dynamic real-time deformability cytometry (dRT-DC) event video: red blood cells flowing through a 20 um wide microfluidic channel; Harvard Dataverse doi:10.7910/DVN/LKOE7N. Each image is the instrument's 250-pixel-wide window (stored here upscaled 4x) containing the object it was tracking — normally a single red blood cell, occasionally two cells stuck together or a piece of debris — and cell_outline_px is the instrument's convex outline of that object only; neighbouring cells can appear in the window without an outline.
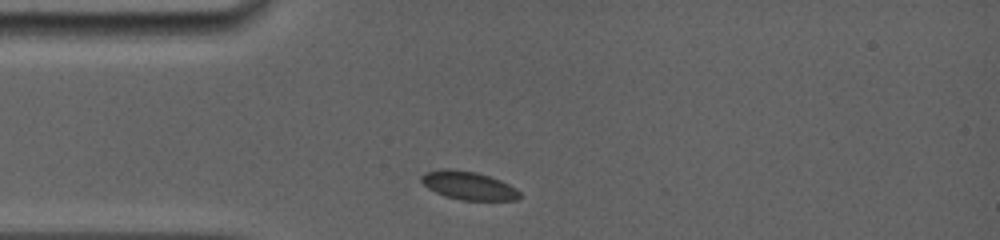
{"species": "common noctule bat (a hibernating species)", "species_latin": "Nyctalus noctula", "temperature_condition": "room temperature", "stored_images_in_passage": 14, "camera_frame_rate_fps": 5000, "um_per_image_px": 0.085, "animal": {"sex": "female", "body_mass_g": 19.0, "forearm_length_mm": 56.7}, "frame": {"image": 1, "passage_image": 1, "time_ms": 0.0, "image_size_px": [1000, 240], "cell_outline_px": [[520, 196], [516, 200], [460, 200], [444, 196], [428, 188], [420, 180], [420, 176], [424, 172], [440, 168], [448, 168], [476, 172], [500, 180], [516, 188], [520, 192]], "centroid_in_image_um": [39.78, 15.76], "position_along_channel_um": 45.2, "area_um2": 16.3}}
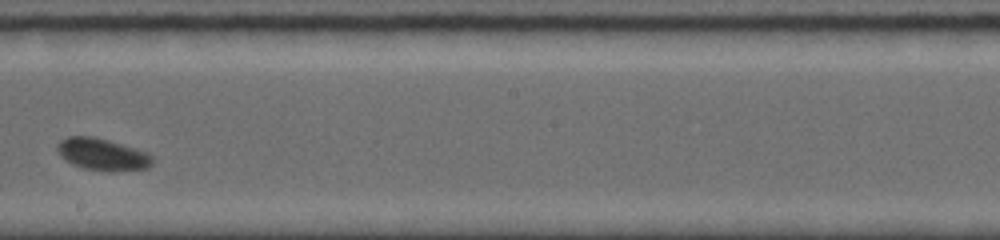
{"frame": {"image": 2, "passage_image": 8, "time_ms": 5.4, "image_size_px": [1000, 240], "cell_outline_px": [[152, 164], [148, 168], [108, 172], [84, 168], [72, 164], [64, 160], [56, 152], [56, 144], [60, 140], [68, 136], [92, 136], [108, 140], [136, 148], [152, 156]], "centroid_in_image_um": [8.65, 13.12], "position_along_channel_um": 239.6, "area_um2": 17.86}}
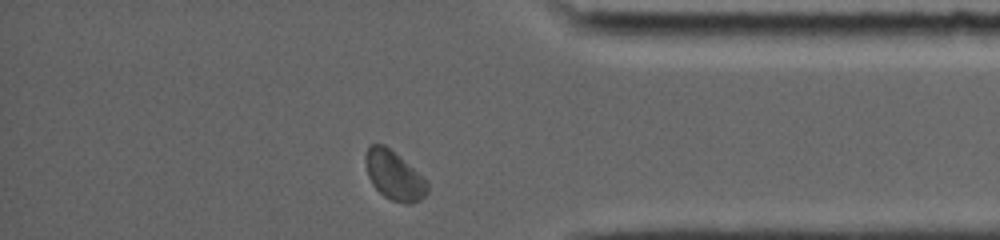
{"frame": {"image": 3, "passage_image": 14, "time_ms": 9.8, "image_size_px": [1000, 240], "cell_outline_px": [[428, 192], [420, 200], [412, 204], [408, 204], [392, 200], [384, 196], [372, 184], [368, 176], [364, 160], [364, 156], [368, 148], [372, 144], [384, 144], [424, 176], [428, 180]], "centroid_in_image_um": [33.52, 14.92], "position_along_channel_um": 401.7, "area_um2": 17.74}, "authors_computed_cell_mechanics": {"area_um2": 16.9354, "velocity_mm_per_s": 3.8218, "shape_relaxation_time_tau1_ms": 0.5594, "shape_relaxation_time_tau2_ms": null, "deformation_change_tau1": 0.0304, "deformation_change_tau2": null}}